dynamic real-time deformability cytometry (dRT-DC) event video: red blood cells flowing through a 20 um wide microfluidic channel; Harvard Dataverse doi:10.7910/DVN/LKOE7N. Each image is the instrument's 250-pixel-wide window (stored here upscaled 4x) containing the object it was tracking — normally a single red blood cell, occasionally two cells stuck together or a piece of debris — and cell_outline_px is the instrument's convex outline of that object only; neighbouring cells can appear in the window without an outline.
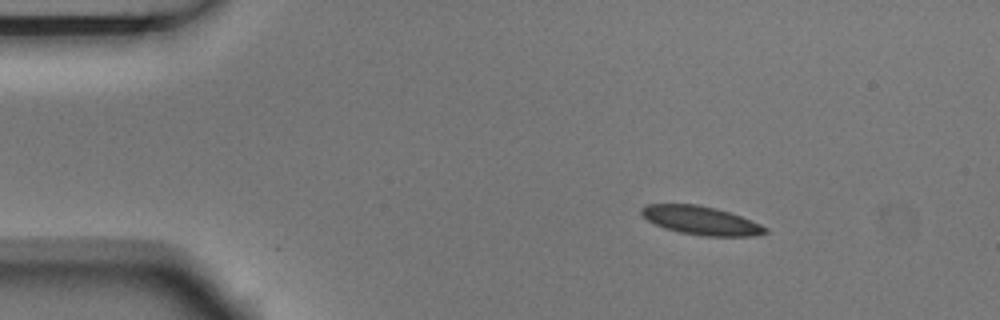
{"species": "Egyptian fruit bat (a non-hibernating species)", "species_latin": "Rousettus aegyptiacus", "temperature_condition": "room temperature", "stored_images_in_passage": 2, "camera_frame_rate_fps": 3000, "um_per_image_px": 0.085, "animal": {"sex": "male"}, "frame": {"image": 1, "passage_image": 1, "time_ms": 0.0, "image_size_px": [1000, 320], "cell_outline_px": [[768, 232], [752, 236], [704, 236], [680, 232], [664, 228], [648, 220], [640, 212], [640, 208], [648, 204], [696, 204], [716, 208], [752, 220], [768, 228]], "centroid_in_image_um": [59.59, 18.74], "position_along_channel_um": 25.4, "area_um2": 20.46}}